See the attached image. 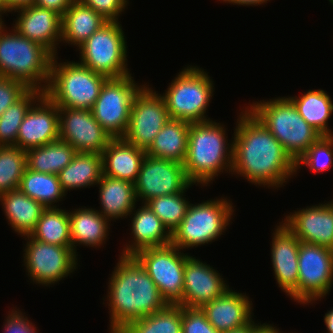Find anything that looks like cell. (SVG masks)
Returning a JSON list of instances; mask_svg holds the SVG:
<instances>
[{
    "instance_id": "obj_22",
    "label": "cell",
    "mask_w": 333,
    "mask_h": 333,
    "mask_svg": "<svg viewBox=\"0 0 333 333\" xmlns=\"http://www.w3.org/2000/svg\"><path fill=\"white\" fill-rule=\"evenodd\" d=\"M252 305L246 293L235 292L229 288L201 309L205 312L209 323L223 333L248 324L254 316Z\"/></svg>"
},
{
    "instance_id": "obj_40",
    "label": "cell",
    "mask_w": 333,
    "mask_h": 333,
    "mask_svg": "<svg viewBox=\"0 0 333 333\" xmlns=\"http://www.w3.org/2000/svg\"><path fill=\"white\" fill-rule=\"evenodd\" d=\"M182 333H220L207 320L201 308L182 306Z\"/></svg>"
},
{
    "instance_id": "obj_49",
    "label": "cell",
    "mask_w": 333,
    "mask_h": 333,
    "mask_svg": "<svg viewBox=\"0 0 333 333\" xmlns=\"http://www.w3.org/2000/svg\"><path fill=\"white\" fill-rule=\"evenodd\" d=\"M324 323L328 333H333V309H330L324 316Z\"/></svg>"
},
{
    "instance_id": "obj_8",
    "label": "cell",
    "mask_w": 333,
    "mask_h": 333,
    "mask_svg": "<svg viewBox=\"0 0 333 333\" xmlns=\"http://www.w3.org/2000/svg\"><path fill=\"white\" fill-rule=\"evenodd\" d=\"M222 197L190 203L185 217L172 232L171 244L184 251L218 240L230 225L235 211L233 203Z\"/></svg>"
},
{
    "instance_id": "obj_41",
    "label": "cell",
    "mask_w": 333,
    "mask_h": 333,
    "mask_svg": "<svg viewBox=\"0 0 333 333\" xmlns=\"http://www.w3.org/2000/svg\"><path fill=\"white\" fill-rule=\"evenodd\" d=\"M28 90L29 88L21 81L0 77V116Z\"/></svg>"
},
{
    "instance_id": "obj_25",
    "label": "cell",
    "mask_w": 333,
    "mask_h": 333,
    "mask_svg": "<svg viewBox=\"0 0 333 333\" xmlns=\"http://www.w3.org/2000/svg\"><path fill=\"white\" fill-rule=\"evenodd\" d=\"M69 220L72 249L77 255L79 245L99 248L105 244L111 222L97 209L84 206L73 211L69 210Z\"/></svg>"
},
{
    "instance_id": "obj_50",
    "label": "cell",
    "mask_w": 333,
    "mask_h": 333,
    "mask_svg": "<svg viewBox=\"0 0 333 333\" xmlns=\"http://www.w3.org/2000/svg\"><path fill=\"white\" fill-rule=\"evenodd\" d=\"M4 13L8 16L9 10L5 6L3 0H0V18L1 19L3 17L2 15H4Z\"/></svg>"
},
{
    "instance_id": "obj_9",
    "label": "cell",
    "mask_w": 333,
    "mask_h": 333,
    "mask_svg": "<svg viewBox=\"0 0 333 333\" xmlns=\"http://www.w3.org/2000/svg\"><path fill=\"white\" fill-rule=\"evenodd\" d=\"M120 21H108L79 48L80 64L107 78H121L127 68V42Z\"/></svg>"
},
{
    "instance_id": "obj_24",
    "label": "cell",
    "mask_w": 333,
    "mask_h": 333,
    "mask_svg": "<svg viewBox=\"0 0 333 333\" xmlns=\"http://www.w3.org/2000/svg\"><path fill=\"white\" fill-rule=\"evenodd\" d=\"M145 156V150L124 138H112L102 152L103 175L134 184Z\"/></svg>"
},
{
    "instance_id": "obj_7",
    "label": "cell",
    "mask_w": 333,
    "mask_h": 333,
    "mask_svg": "<svg viewBox=\"0 0 333 333\" xmlns=\"http://www.w3.org/2000/svg\"><path fill=\"white\" fill-rule=\"evenodd\" d=\"M181 70L162 94L170 118L189 123L211 120L205 113L215 89L213 79L197 66Z\"/></svg>"
},
{
    "instance_id": "obj_19",
    "label": "cell",
    "mask_w": 333,
    "mask_h": 333,
    "mask_svg": "<svg viewBox=\"0 0 333 333\" xmlns=\"http://www.w3.org/2000/svg\"><path fill=\"white\" fill-rule=\"evenodd\" d=\"M57 140H59V107L43 94L23 119L16 146L27 151Z\"/></svg>"
},
{
    "instance_id": "obj_43",
    "label": "cell",
    "mask_w": 333,
    "mask_h": 333,
    "mask_svg": "<svg viewBox=\"0 0 333 333\" xmlns=\"http://www.w3.org/2000/svg\"><path fill=\"white\" fill-rule=\"evenodd\" d=\"M16 309V310H15ZM3 322V333H38L37 327L17 307H13Z\"/></svg>"
},
{
    "instance_id": "obj_34",
    "label": "cell",
    "mask_w": 333,
    "mask_h": 333,
    "mask_svg": "<svg viewBox=\"0 0 333 333\" xmlns=\"http://www.w3.org/2000/svg\"><path fill=\"white\" fill-rule=\"evenodd\" d=\"M30 236L43 243L72 246L69 210L58 207L45 208Z\"/></svg>"
},
{
    "instance_id": "obj_23",
    "label": "cell",
    "mask_w": 333,
    "mask_h": 333,
    "mask_svg": "<svg viewBox=\"0 0 333 333\" xmlns=\"http://www.w3.org/2000/svg\"><path fill=\"white\" fill-rule=\"evenodd\" d=\"M136 206L131 211V238L122 249V256H133L139 250L145 248L163 247L171 244L172 233L167 229L163 222L145 204ZM132 214V215H131Z\"/></svg>"
},
{
    "instance_id": "obj_37",
    "label": "cell",
    "mask_w": 333,
    "mask_h": 333,
    "mask_svg": "<svg viewBox=\"0 0 333 333\" xmlns=\"http://www.w3.org/2000/svg\"><path fill=\"white\" fill-rule=\"evenodd\" d=\"M193 185L191 183L183 192L155 197L145 202L171 233L186 215L190 201L183 196Z\"/></svg>"
},
{
    "instance_id": "obj_15",
    "label": "cell",
    "mask_w": 333,
    "mask_h": 333,
    "mask_svg": "<svg viewBox=\"0 0 333 333\" xmlns=\"http://www.w3.org/2000/svg\"><path fill=\"white\" fill-rule=\"evenodd\" d=\"M191 182L183 163L146 155L134 183L137 201L183 192Z\"/></svg>"
},
{
    "instance_id": "obj_5",
    "label": "cell",
    "mask_w": 333,
    "mask_h": 333,
    "mask_svg": "<svg viewBox=\"0 0 333 333\" xmlns=\"http://www.w3.org/2000/svg\"><path fill=\"white\" fill-rule=\"evenodd\" d=\"M249 106L295 163L322 136L300 116L288 97L256 101Z\"/></svg>"
},
{
    "instance_id": "obj_48",
    "label": "cell",
    "mask_w": 333,
    "mask_h": 333,
    "mask_svg": "<svg viewBox=\"0 0 333 333\" xmlns=\"http://www.w3.org/2000/svg\"><path fill=\"white\" fill-rule=\"evenodd\" d=\"M252 333H282L279 328L274 327L272 324H260Z\"/></svg>"
},
{
    "instance_id": "obj_11",
    "label": "cell",
    "mask_w": 333,
    "mask_h": 333,
    "mask_svg": "<svg viewBox=\"0 0 333 333\" xmlns=\"http://www.w3.org/2000/svg\"><path fill=\"white\" fill-rule=\"evenodd\" d=\"M133 256L148 272L167 304L182 306L184 267L188 253L184 254L170 244L145 248Z\"/></svg>"
},
{
    "instance_id": "obj_6",
    "label": "cell",
    "mask_w": 333,
    "mask_h": 333,
    "mask_svg": "<svg viewBox=\"0 0 333 333\" xmlns=\"http://www.w3.org/2000/svg\"><path fill=\"white\" fill-rule=\"evenodd\" d=\"M57 59L54 56L44 94L59 108L91 110L108 78L79 62Z\"/></svg>"
},
{
    "instance_id": "obj_51",
    "label": "cell",
    "mask_w": 333,
    "mask_h": 333,
    "mask_svg": "<svg viewBox=\"0 0 333 333\" xmlns=\"http://www.w3.org/2000/svg\"><path fill=\"white\" fill-rule=\"evenodd\" d=\"M5 25L3 19L0 18V29Z\"/></svg>"
},
{
    "instance_id": "obj_35",
    "label": "cell",
    "mask_w": 333,
    "mask_h": 333,
    "mask_svg": "<svg viewBox=\"0 0 333 333\" xmlns=\"http://www.w3.org/2000/svg\"><path fill=\"white\" fill-rule=\"evenodd\" d=\"M182 306L168 304L164 309L128 323L118 333H182Z\"/></svg>"
},
{
    "instance_id": "obj_44",
    "label": "cell",
    "mask_w": 333,
    "mask_h": 333,
    "mask_svg": "<svg viewBox=\"0 0 333 333\" xmlns=\"http://www.w3.org/2000/svg\"><path fill=\"white\" fill-rule=\"evenodd\" d=\"M73 1L74 0H35L33 4L41 8L53 10L63 16Z\"/></svg>"
},
{
    "instance_id": "obj_29",
    "label": "cell",
    "mask_w": 333,
    "mask_h": 333,
    "mask_svg": "<svg viewBox=\"0 0 333 333\" xmlns=\"http://www.w3.org/2000/svg\"><path fill=\"white\" fill-rule=\"evenodd\" d=\"M190 124L187 121L170 119L145 151L146 155L184 163L188 151Z\"/></svg>"
},
{
    "instance_id": "obj_38",
    "label": "cell",
    "mask_w": 333,
    "mask_h": 333,
    "mask_svg": "<svg viewBox=\"0 0 333 333\" xmlns=\"http://www.w3.org/2000/svg\"><path fill=\"white\" fill-rule=\"evenodd\" d=\"M26 167L24 149L0 146V195L19 188Z\"/></svg>"
},
{
    "instance_id": "obj_17",
    "label": "cell",
    "mask_w": 333,
    "mask_h": 333,
    "mask_svg": "<svg viewBox=\"0 0 333 333\" xmlns=\"http://www.w3.org/2000/svg\"><path fill=\"white\" fill-rule=\"evenodd\" d=\"M283 224L300 242L333 250V199L290 212Z\"/></svg>"
},
{
    "instance_id": "obj_16",
    "label": "cell",
    "mask_w": 333,
    "mask_h": 333,
    "mask_svg": "<svg viewBox=\"0 0 333 333\" xmlns=\"http://www.w3.org/2000/svg\"><path fill=\"white\" fill-rule=\"evenodd\" d=\"M59 139L76 152L102 154L112 137L87 109L59 108Z\"/></svg>"
},
{
    "instance_id": "obj_47",
    "label": "cell",
    "mask_w": 333,
    "mask_h": 333,
    "mask_svg": "<svg viewBox=\"0 0 333 333\" xmlns=\"http://www.w3.org/2000/svg\"><path fill=\"white\" fill-rule=\"evenodd\" d=\"M259 324L261 323H255L254 320L252 319L248 324L240 328L232 329L230 331L223 333H252L259 326Z\"/></svg>"
},
{
    "instance_id": "obj_14",
    "label": "cell",
    "mask_w": 333,
    "mask_h": 333,
    "mask_svg": "<svg viewBox=\"0 0 333 333\" xmlns=\"http://www.w3.org/2000/svg\"><path fill=\"white\" fill-rule=\"evenodd\" d=\"M148 86V87H147ZM149 85H143L135 95L130 121L124 139L147 150L162 127L171 119L163 96Z\"/></svg>"
},
{
    "instance_id": "obj_1",
    "label": "cell",
    "mask_w": 333,
    "mask_h": 333,
    "mask_svg": "<svg viewBox=\"0 0 333 333\" xmlns=\"http://www.w3.org/2000/svg\"><path fill=\"white\" fill-rule=\"evenodd\" d=\"M238 115L233 133L231 174L268 188L285 186L296 175V163L265 125L247 108Z\"/></svg>"
},
{
    "instance_id": "obj_42",
    "label": "cell",
    "mask_w": 333,
    "mask_h": 333,
    "mask_svg": "<svg viewBox=\"0 0 333 333\" xmlns=\"http://www.w3.org/2000/svg\"><path fill=\"white\" fill-rule=\"evenodd\" d=\"M85 6L92 8L101 14L107 21H119L125 8L128 6V0H79Z\"/></svg>"
},
{
    "instance_id": "obj_33",
    "label": "cell",
    "mask_w": 333,
    "mask_h": 333,
    "mask_svg": "<svg viewBox=\"0 0 333 333\" xmlns=\"http://www.w3.org/2000/svg\"><path fill=\"white\" fill-rule=\"evenodd\" d=\"M28 197L41 203L45 208L58 207L65 198L58 175L35 172L26 167L18 188ZM56 203V204H54Z\"/></svg>"
},
{
    "instance_id": "obj_10",
    "label": "cell",
    "mask_w": 333,
    "mask_h": 333,
    "mask_svg": "<svg viewBox=\"0 0 333 333\" xmlns=\"http://www.w3.org/2000/svg\"><path fill=\"white\" fill-rule=\"evenodd\" d=\"M129 74L108 78L91 111L93 117L112 138H123L130 121L132 101L143 86Z\"/></svg>"
},
{
    "instance_id": "obj_46",
    "label": "cell",
    "mask_w": 333,
    "mask_h": 333,
    "mask_svg": "<svg viewBox=\"0 0 333 333\" xmlns=\"http://www.w3.org/2000/svg\"><path fill=\"white\" fill-rule=\"evenodd\" d=\"M220 1V0H218ZM223 3H229V4H236V5H242V6H258L262 4H266L267 1L270 2V0H221Z\"/></svg>"
},
{
    "instance_id": "obj_28",
    "label": "cell",
    "mask_w": 333,
    "mask_h": 333,
    "mask_svg": "<svg viewBox=\"0 0 333 333\" xmlns=\"http://www.w3.org/2000/svg\"><path fill=\"white\" fill-rule=\"evenodd\" d=\"M0 202L8 225L21 237L30 235L35 229L45 207L28 197L19 189L0 195Z\"/></svg>"
},
{
    "instance_id": "obj_45",
    "label": "cell",
    "mask_w": 333,
    "mask_h": 333,
    "mask_svg": "<svg viewBox=\"0 0 333 333\" xmlns=\"http://www.w3.org/2000/svg\"><path fill=\"white\" fill-rule=\"evenodd\" d=\"M35 0H3L5 6L9 10V12H12L16 9L32 5Z\"/></svg>"
},
{
    "instance_id": "obj_18",
    "label": "cell",
    "mask_w": 333,
    "mask_h": 333,
    "mask_svg": "<svg viewBox=\"0 0 333 333\" xmlns=\"http://www.w3.org/2000/svg\"><path fill=\"white\" fill-rule=\"evenodd\" d=\"M183 280V307L202 308L229 289L217 270L190 255L185 262Z\"/></svg>"
},
{
    "instance_id": "obj_3",
    "label": "cell",
    "mask_w": 333,
    "mask_h": 333,
    "mask_svg": "<svg viewBox=\"0 0 333 333\" xmlns=\"http://www.w3.org/2000/svg\"><path fill=\"white\" fill-rule=\"evenodd\" d=\"M224 127L215 120L190 124L188 151L183 166L192 184L207 187L219 174L224 171L230 174L232 171L233 140L228 143Z\"/></svg>"
},
{
    "instance_id": "obj_32",
    "label": "cell",
    "mask_w": 333,
    "mask_h": 333,
    "mask_svg": "<svg viewBox=\"0 0 333 333\" xmlns=\"http://www.w3.org/2000/svg\"><path fill=\"white\" fill-rule=\"evenodd\" d=\"M76 150L67 142L57 140L26 151L27 168L45 174H55L64 169L73 159Z\"/></svg>"
},
{
    "instance_id": "obj_39",
    "label": "cell",
    "mask_w": 333,
    "mask_h": 333,
    "mask_svg": "<svg viewBox=\"0 0 333 333\" xmlns=\"http://www.w3.org/2000/svg\"><path fill=\"white\" fill-rule=\"evenodd\" d=\"M306 166L312 172L322 173L333 167V138L321 136L296 162V171Z\"/></svg>"
},
{
    "instance_id": "obj_4",
    "label": "cell",
    "mask_w": 333,
    "mask_h": 333,
    "mask_svg": "<svg viewBox=\"0 0 333 333\" xmlns=\"http://www.w3.org/2000/svg\"><path fill=\"white\" fill-rule=\"evenodd\" d=\"M5 27L0 29V77L21 81L29 89L44 92L54 55L39 43L23 37L13 27L12 31Z\"/></svg>"
},
{
    "instance_id": "obj_21",
    "label": "cell",
    "mask_w": 333,
    "mask_h": 333,
    "mask_svg": "<svg viewBox=\"0 0 333 333\" xmlns=\"http://www.w3.org/2000/svg\"><path fill=\"white\" fill-rule=\"evenodd\" d=\"M15 12H18V16L13 28L23 37L39 43L57 56L62 34V16L34 4L16 9Z\"/></svg>"
},
{
    "instance_id": "obj_2",
    "label": "cell",
    "mask_w": 333,
    "mask_h": 333,
    "mask_svg": "<svg viewBox=\"0 0 333 333\" xmlns=\"http://www.w3.org/2000/svg\"><path fill=\"white\" fill-rule=\"evenodd\" d=\"M105 296L110 332L118 333L128 323L164 309L168 304L148 272L134 256L119 255Z\"/></svg>"
},
{
    "instance_id": "obj_31",
    "label": "cell",
    "mask_w": 333,
    "mask_h": 333,
    "mask_svg": "<svg viewBox=\"0 0 333 333\" xmlns=\"http://www.w3.org/2000/svg\"><path fill=\"white\" fill-rule=\"evenodd\" d=\"M288 98L293 102L300 116L322 136H330L333 132L328 127L333 113V102L326 91L311 90L299 96Z\"/></svg>"
},
{
    "instance_id": "obj_26",
    "label": "cell",
    "mask_w": 333,
    "mask_h": 333,
    "mask_svg": "<svg viewBox=\"0 0 333 333\" xmlns=\"http://www.w3.org/2000/svg\"><path fill=\"white\" fill-rule=\"evenodd\" d=\"M97 186L101 206L98 212L110 222L127 218L138 202L132 182L102 174Z\"/></svg>"
},
{
    "instance_id": "obj_20",
    "label": "cell",
    "mask_w": 333,
    "mask_h": 333,
    "mask_svg": "<svg viewBox=\"0 0 333 333\" xmlns=\"http://www.w3.org/2000/svg\"><path fill=\"white\" fill-rule=\"evenodd\" d=\"M272 233L271 263L276 282L297 303L299 239L279 222Z\"/></svg>"
},
{
    "instance_id": "obj_13",
    "label": "cell",
    "mask_w": 333,
    "mask_h": 333,
    "mask_svg": "<svg viewBox=\"0 0 333 333\" xmlns=\"http://www.w3.org/2000/svg\"><path fill=\"white\" fill-rule=\"evenodd\" d=\"M297 302L312 304L324 298L333 285V250L300 242Z\"/></svg>"
},
{
    "instance_id": "obj_27",
    "label": "cell",
    "mask_w": 333,
    "mask_h": 333,
    "mask_svg": "<svg viewBox=\"0 0 333 333\" xmlns=\"http://www.w3.org/2000/svg\"><path fill=\"white\" fill-rule=\"evenodd\" d=\"M107 22L101 14L74 0L62 16L61 41L79 48Z\"/></svg>"
},
{
    "instance_id": "obj_12",
    "label": "cell",
    "mask_w": 333,
    "mask_h": 333,
    "mask_svg": "<svg viewBox=\"0 0 333 333\" xmlns=\"http://www.w3.org/2000/svg\"><path fill=\"white\" fill-rule=\"evenodd\" d=\"M23 261L26 275L35 284L51 286L68 277L77 269L78 255L72 246L52 245L24 236ZM51 284V285H50Z\"/></svg>"
},
{
    "instance_id": "obj_36",
    "label": "cell",
    "mask_w": 333,
    "mask_h": 333,
    "mask_svg": "<svg viewBox=\"0 0 333 333\" xmlns=\"http://www.w3.org/2000/svg\"><path fill=\"white\" fill-rule=\"evenodd\" d=\"M44 94L39 89H29L0 116V146H16L17 135L23 119L31 106Z\"/></svg>"
},
{
    "instance_id": "obj_30",
    "label": "cell",
    "mask_w": 333,
    "mask_h": 333,
    "mask_svg": "<svg viewBox=\"0 0 333 333\" xmlns=\"http://www.w3.org/2000/svg\"><path fill=\"white\" fill-rule=\"evenodd\" d=\"M103 174L102 154L77 152L72 161L58 173L63 191L97 185Z\"/></svg>"
}]
</instances>
